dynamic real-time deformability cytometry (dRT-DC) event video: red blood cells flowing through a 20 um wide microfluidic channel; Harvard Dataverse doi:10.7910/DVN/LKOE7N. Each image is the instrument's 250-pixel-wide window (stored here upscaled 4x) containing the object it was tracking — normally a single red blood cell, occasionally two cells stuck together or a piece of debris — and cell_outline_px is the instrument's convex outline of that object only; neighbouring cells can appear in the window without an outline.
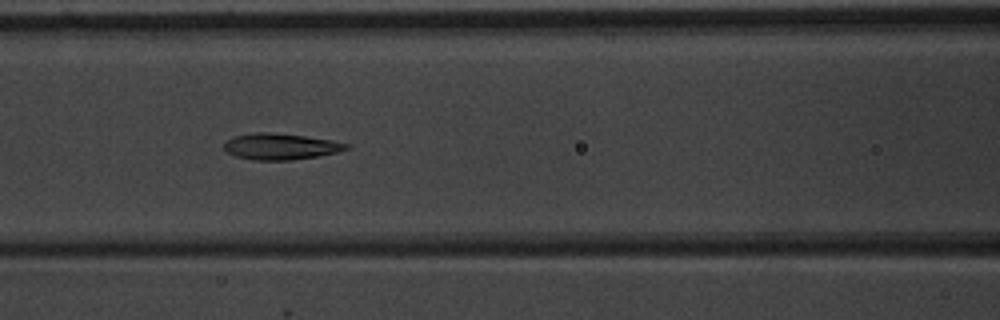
{"species": "common noctule bat (a hibernating species)", "species_latin": "Nyctalus noctula", "temperature_condition": "warm", "stored_images_in_passage": 11, "camera_frame_rate_fps": 3000, "um_per_image_px": 0.085, "animal": {"sex": "male", "body_mass_g": 20.1, "forearm_length_mm": 53.5}, "frame": {"image": 1, "passage_image": 7, "time_ms": 7.667, "image_size_px": [1000, 320], "cell_outline_px": [[348, 148], [336, 152], [320, 156], [292, 160], [252, 160], [236, 156], [228, 152], [224, 148], [224, 144], [232, 136], [256, 132], [268, 132], [304, 136], [332, 140], [348, 144]], "centroid_in_image_um": [23.83, 12.45], "position_along_channel_um": 142.8, "area_um2": 18.55}}
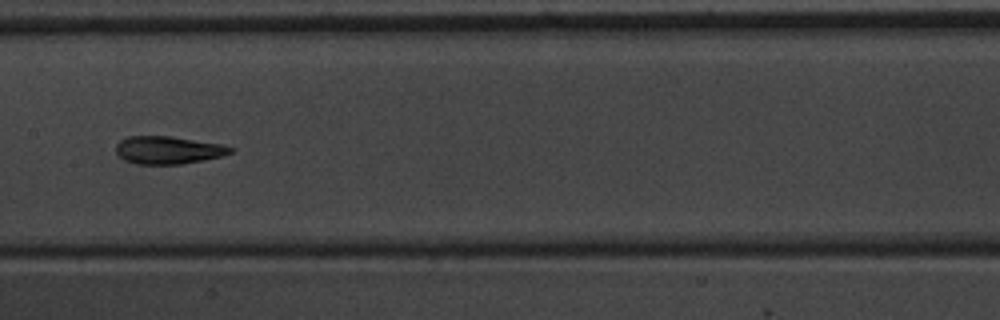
{"frame": {"image": 2, "passage_image": 8, "time_ms": 9.0, "image_size_px": [1000, 320], "cell_outline_px": [[236, 148], [232, 152], [220, 156], [204, 160], [180, 164], [136, 164], [124, 160], [116, 152], [116, 144], [120, 140], [128, 136], [172, 136], [220, 144]], "centroid_in_image_um": [14.28, 12.75], "position_along_channel_um": 193.1, "area_um2": 18.5}}
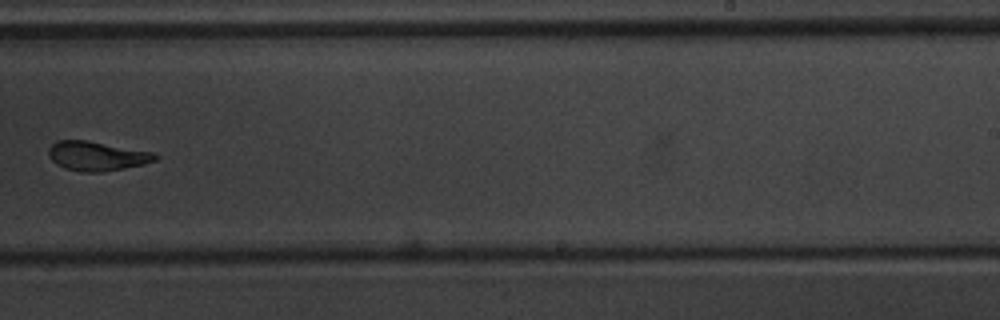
{"frame": {"image": 3, "passage_image": 10, "time_ms": 11.333, "image_size_px": [1000, 320], "cell_outline_px": [[160, 156], [156, 160], [144, 164], [124, 168], [100, 172], [80, 172], [64, 168], [56, 164], [48, 156], [48, 148], [56, 140], [88, 140], [156, 152]], "centroid_in_image_um": [8.25, 13.25], "position_along_channel_um": 280.8, "area_um2": 18.55}}